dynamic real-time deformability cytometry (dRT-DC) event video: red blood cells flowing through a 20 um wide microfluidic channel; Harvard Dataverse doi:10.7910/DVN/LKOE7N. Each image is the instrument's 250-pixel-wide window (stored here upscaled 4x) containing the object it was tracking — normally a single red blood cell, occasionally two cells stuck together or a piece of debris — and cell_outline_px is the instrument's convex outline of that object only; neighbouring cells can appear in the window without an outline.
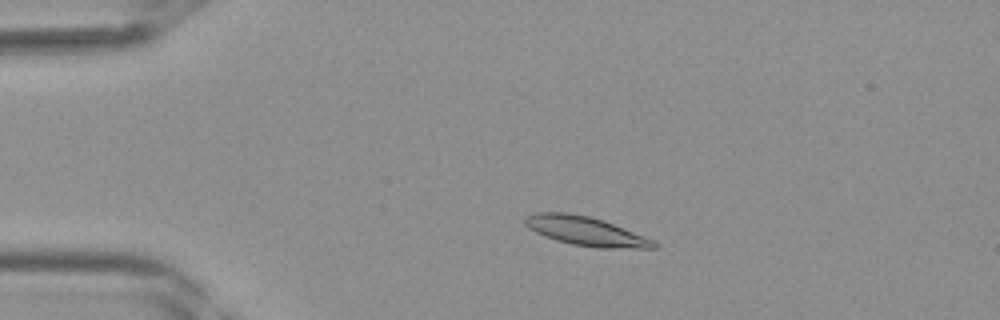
{"species": "Egyptian fruit bat (a non-hibernating species)", "species_latin": "Rousettus aegyptiacus", "temperature_condition": "room temperature", "stored_images_in_passage": 33, "camera_frame_rate_fps": 3000, "um_per_image_px": 0.085, "frame": {"image": 1, "passage_image": 1, "time_ms": 0.0, "image_size_px": [1000, 320], "cell_outline_px": [[656, 248], [596, 248], [572, 244], [556, 240], [544, 236], [528, 228], [524, 224], [524, 216], [536, 212], [568, 212], [588, 216], [604, 220], [644, 236], [652, 240], [656, 244]], "centroid_in_image_um": [49.73, 19.63], "position_along_channel_um": 35.3, "area_um2": 21.79}}
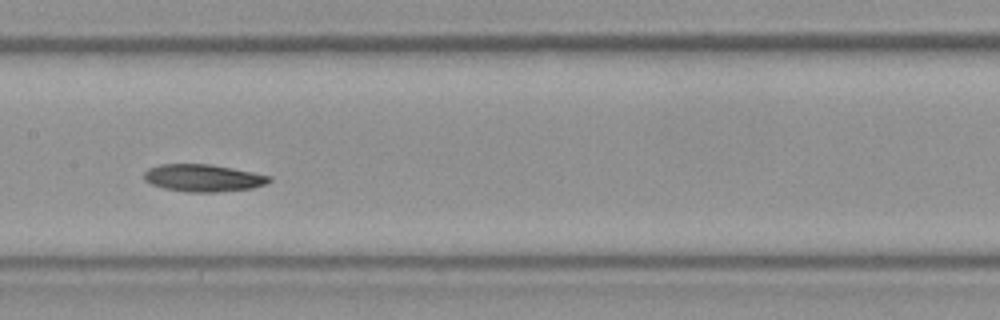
{"frame": {"image": 2, "passage_image": 13, "time_ms": 4.0, "image_size_px": [1000, 320], "cell_outline_px": [[272, 180], [264, 184], [252, 188], [216, 192], [188, 192], [164, 188], [152, 184], [144, 180], [144, 172], [148, 168], [160, 164], [212, 164], [272, 176]], "centroid_in_image_um": [17.26, 15.12], "position_along_channel_um": 190.1, "area_um2": 19.88}}
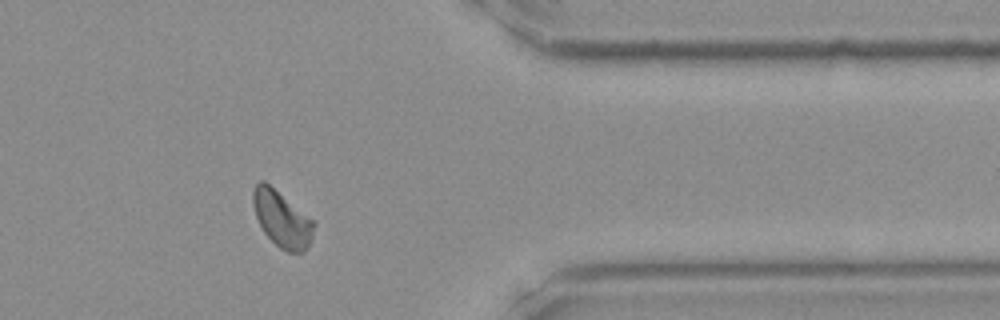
{"frame": {"image": 3, "passage_image": 26, "time_ms": 8.333, "image_size_px": [1000, 320], "cell_outline_px": [[316, 224], [312, 240], [304, 252], [288, 252], [280, 248], [264, 232], [256, 216], [252, 204], [252, 188], [260, 180], [264, 180], [312, 220]], "centroid_in_image_um": [23.95, 18.62], "position_along_channel_um": 387.4, "area_um2": 19.65}}